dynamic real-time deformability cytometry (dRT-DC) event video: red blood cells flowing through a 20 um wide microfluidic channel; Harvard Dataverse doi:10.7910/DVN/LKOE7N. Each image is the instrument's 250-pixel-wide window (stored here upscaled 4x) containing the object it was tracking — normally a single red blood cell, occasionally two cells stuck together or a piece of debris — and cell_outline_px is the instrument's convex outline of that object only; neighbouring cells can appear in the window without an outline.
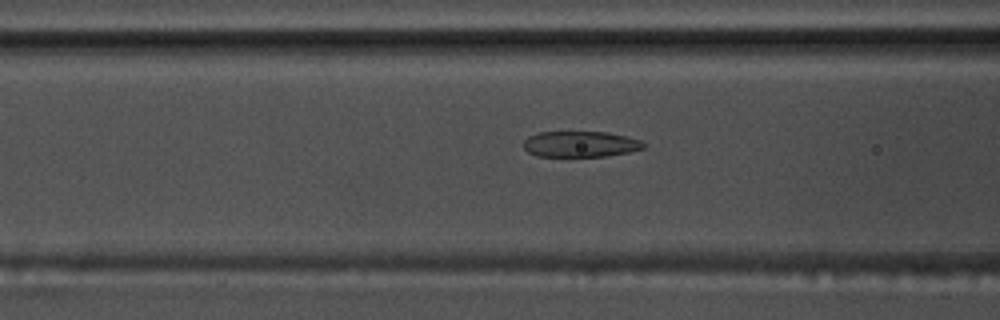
{"species": "common noctule bat (a hibernating species)", "species_latin": "Nyctalus noctula", "temperature_condition": "warm", "stored_images_in_passage": 57, "camera_frame_rate_fps": 3000, "um_per_image_px": 0.085, "animal": {"sex": "male", "body_mass_g": 17.5, "forearm_length_mm": 52.3}, "frame": {"image": 1, "passage_image": 23, "time_ms": 7.333, "image_size_px": [1000, 320], "cell_outline_px": [[644, 148], [628, 152], [608, 156], [536, 156], [528, 152], [524, 148], [524, 140], [528, 136], [540, 132], [608, 132], [640, 140], [644, 144]], "centroid_in_image_um": [49.31, 12.25], "position_along_channel_um": 117.3, "area_um2": 17.98}}
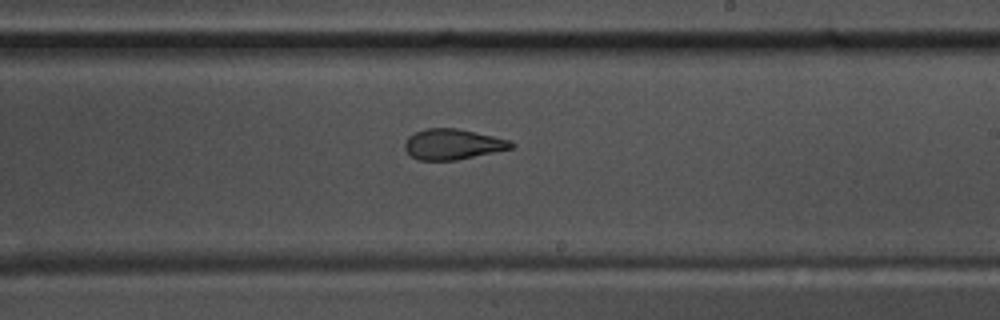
{"frame": {"image": 2, "passage_image": 34, "time_ms": 11.0, "image_size_px": [1000, 320], "cell_outline_px": [[516, 144], [512, 148], [456, 160], [420, 160], [412, 156], [404, 148], [404, 144], [408, 136], [416, 132], [428, 128], [456, 128], [492, 136], [508, 140]], "centroid_in_image_um": [38.46, 12.26], "position_along_channel_um": 250.5, "area_um2": 18.61}}
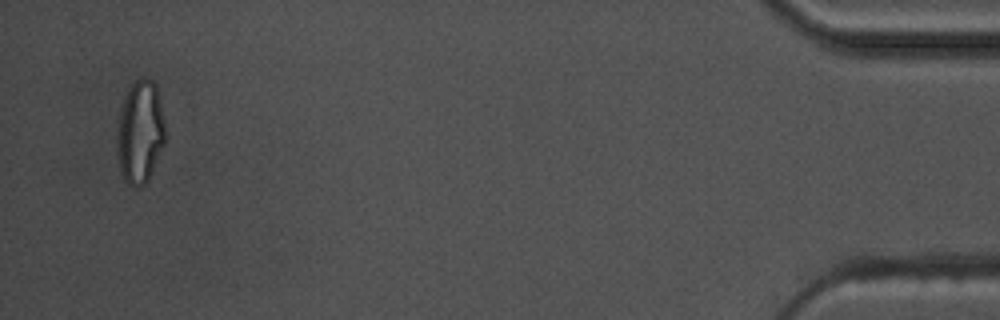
{"frame": {"image": 3, "passage_image": 55, "time_ms": 18.0, "image_size_px": [1000, 320], "cell_outline_px": [[164, 144], [152, 172], [148, 180], [144, 184], [128, 184], [124, 180], [120, 172], [116, 152], [116, 140], [120, 108], [124, 96], [128, 88], [140, 76], [152, 80], [156, 84], [164, 120]], "centroid_in_image_um": [11.88, 11.19], "position_along_channel_um": 423.3, "area_um2": 29.02}, "authors_computed_cell_mechanics": {"area_um2": 20.7502, "velocity_mm_per_s": 3.6424, "shape_relaxation_time_tau1_ms": 6.9286, "shape_relaxation_time_tau2_ms": 1.9564, "deformation_change_tau1": 0.2145, "deformation_change_tau2": 0.0968}}